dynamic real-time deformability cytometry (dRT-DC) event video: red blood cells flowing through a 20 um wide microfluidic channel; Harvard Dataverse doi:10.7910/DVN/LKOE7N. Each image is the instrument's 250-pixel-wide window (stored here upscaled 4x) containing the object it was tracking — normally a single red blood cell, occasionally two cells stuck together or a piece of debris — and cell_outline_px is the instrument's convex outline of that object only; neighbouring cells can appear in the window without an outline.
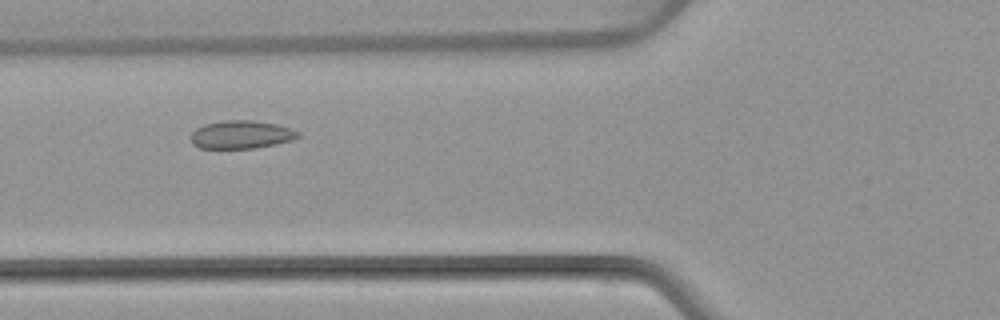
{"species": "common noctule bat (a hibernating species)", "species_latin": "Nyctalus noctula", "temperature_condition": "warm", "stored_images_in_passage": 5, "camera_frame_rate_fps": 3000, "um_per_image_px": 0.085, "animal": {"sex": "female", "body_mass_g": 22.7, "forearm_length_mm": 54.2}, "frame": {"image": 1, "passage_image": 3, "time_ms": 3.333, "image_size_px": [1000, 320], "cell_outline_px": [[300, 136], [292, 140], [276, 144], [256, 148], [200, 148], [192, 144], [188, 136], [196, 128], [204, 124], [224, 120], [252, 120], [276, 124], [292, 128], [300, 132]], "centroid_in_image_um": [20.49, 11.44], "position_along_channel_um": 105.3, "area_um2": 17.8}}
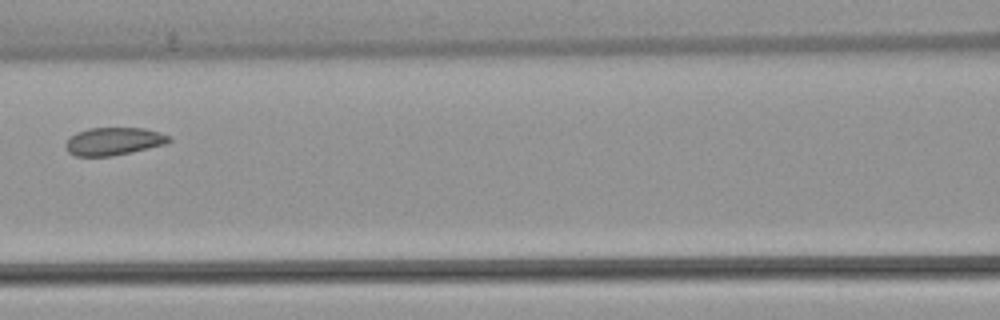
{"frame": {"image": 2, "passage_image": 4, "time_ms": 4.667, "image_size_px": [1000, 320], "cell_outline_px": [[172, 140], [168, 144], [132, 152], [112, 156], [76, 156], [68, 152], [64, 144], [76, 132], [88, 128], [144, 128], [160, 132], [172, 136]], "centroid_in_image_um": [9.71, 12.01], "position_along_channel_um": 156.9, "area_um2": 16.94}}
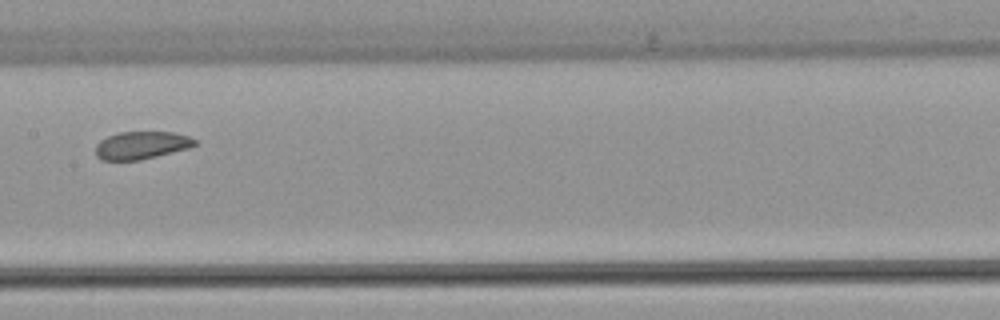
{"frame": {"image": 3, "passage_image": 5, "time_ms": 5.667, "image_size_px": [1000, 320], "cell_outline_px": [[196, 144], [192, 148], [140, 160], [100, 160], [96, 156], [96, 144], [100, 140], [108, 136], [120, 132], [172, 132], [188, 136], [196, 140]], "centroid_in_image_um": [12.03, 12.35], "position_along_channel_um": 195.4, "area_um2": 16.13}}